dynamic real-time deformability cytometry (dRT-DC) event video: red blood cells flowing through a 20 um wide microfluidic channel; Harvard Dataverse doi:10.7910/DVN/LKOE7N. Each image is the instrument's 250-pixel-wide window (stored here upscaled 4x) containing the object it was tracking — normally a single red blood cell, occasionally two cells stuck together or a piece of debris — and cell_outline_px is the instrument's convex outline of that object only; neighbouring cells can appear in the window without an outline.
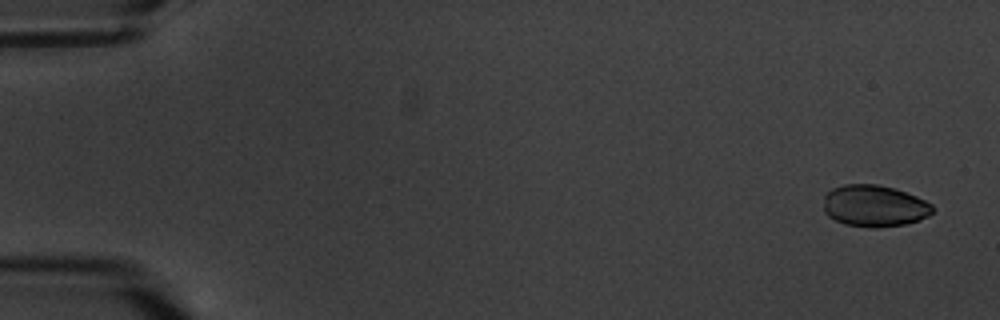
{"species": "common noctule bat (a hibernating species)", "species_latin": "Nyctalus noctula", "temperature_condition": "warm", "stored_images_in_passage": 7, "camera_frame_rate_fps": 3000, "um_per_image_px": 0.085, "animal": {"sex": "male", "body_mass_g": 20.1, "forearm_length_mm": 53.5}, "frame": {"image": 1, "passage_image": 1, "time_ms": 0.0, "image_size_px": [1000, 320], "cell_outline_px": [[932, 212], [928, 216], [904, 224], [876, 228], [872, 228], [844, 224], [828, 216], [824, 212], [824, 196], [832, 188], [844, 184], [876, 184], [892, 188], [916, 196], [932, 204]], "centroid_in_image_um": [74.28, 17.5], "position_along_channel_um": 10.7, "area_um2": 26.3}}
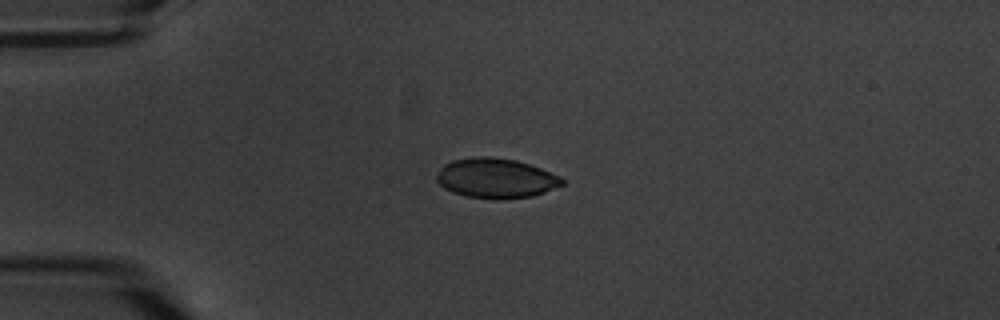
{"frame": {"image": 2, "passage_image": 5, "time_ms": 4.333, "image_size_px": [1000, 320], "cell_outline_px": [[564, 184], [544, 192], [532, 196], [500, 200], [496, 200], [468, 196], [452, 192], [444, 188], [436, 180], [436, 176], [440, 168], [444, 164], [452, 160], [480, 156], [488, 156], [516, 160], [540, 168], [560, 176], [564, 180]], "centroid_in_image_um": [42.14, 15.15], "position_along_channel_um": 42.9, "area_um2": 29.13}}